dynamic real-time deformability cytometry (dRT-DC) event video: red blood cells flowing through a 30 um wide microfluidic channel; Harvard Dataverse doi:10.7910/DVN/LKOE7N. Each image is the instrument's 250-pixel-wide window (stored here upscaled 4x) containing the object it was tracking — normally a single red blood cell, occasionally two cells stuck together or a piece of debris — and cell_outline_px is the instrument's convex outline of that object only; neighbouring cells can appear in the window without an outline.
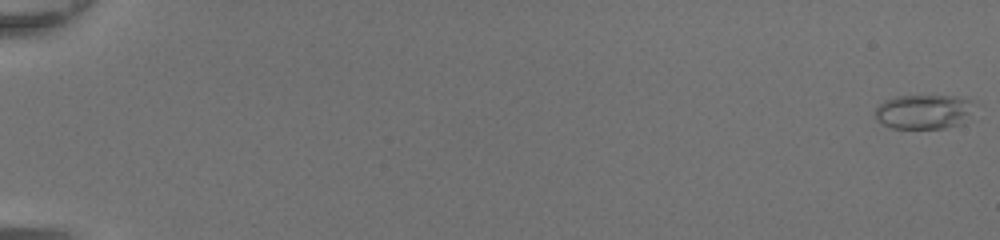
{"species": "common noctule bat (a hibernating species)", "species_latin": "Nyctalus noctula", "temperature_condition": "room temperature", "stored_images_in_passage": 23, "camera_frame_rate_fps": 3000, "um_per_image_px": 0.085, "animal": {"sex": "female", "body_mass_g": 20.0, "forearm_length_mm": 54.0}, "frame": {"image": 1, "passage_image": 1, "time_ms": 0.0, "image_size_px": [1000, 240], "cell_outline_px": [[976, 104], [964, 124], [944, 128], [892, 128], [876, 120], [872, 112], [884, 100], [896, 96], [956, 96], [976, 100]], "centroid_in_image_um": [78.56, 9.49], "position_along_channel_um": 6.4, "area_um2": 20.4}}
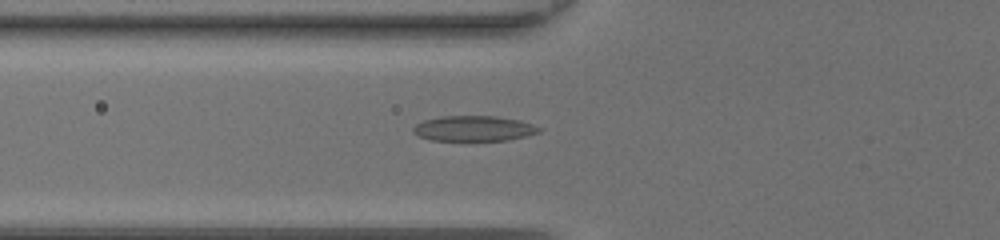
{"frame": {"image": 2, "passage_image": 21, "time_ms": 6.667, "image_size_px": [1000, 240], "cell_outline_px": [[544, 128], [540, 132], [528, 136], [508, 140], [432, 140], [420, 136], [412, 132], [412, 128], [416, 124], [424, 120], [440, 116], [496, 116], [520, 120]], "centroid_in_image_um": [40.32, 10.91], "position_along_channel_um": 85.5, "area_um2": 18.67}}
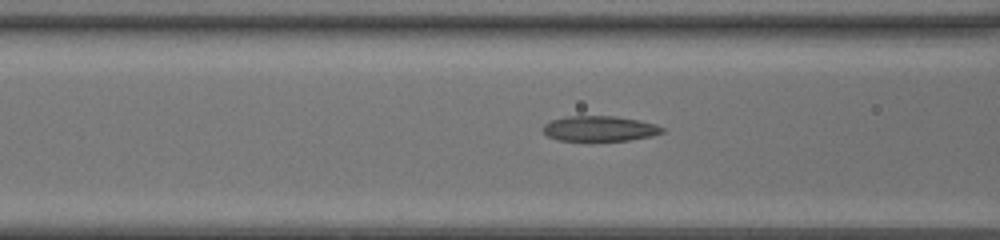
{"frame": {"image": 3, "passage_image": 23, "time_ms": 7.333, "image_size_px": [1000, 240], "cell_outline_px": [[664, 132], [652, 136], [628, 140], [560, 140], [548, 136], [544, 132], [544, 124], [552, 120], [564, 116], [616, 116], [656, 124], [664, 128]], "centroid_in_image_um": [50.98, 10.92], "position_along_channel_um": 115.6, "area_um2": 17.34}}